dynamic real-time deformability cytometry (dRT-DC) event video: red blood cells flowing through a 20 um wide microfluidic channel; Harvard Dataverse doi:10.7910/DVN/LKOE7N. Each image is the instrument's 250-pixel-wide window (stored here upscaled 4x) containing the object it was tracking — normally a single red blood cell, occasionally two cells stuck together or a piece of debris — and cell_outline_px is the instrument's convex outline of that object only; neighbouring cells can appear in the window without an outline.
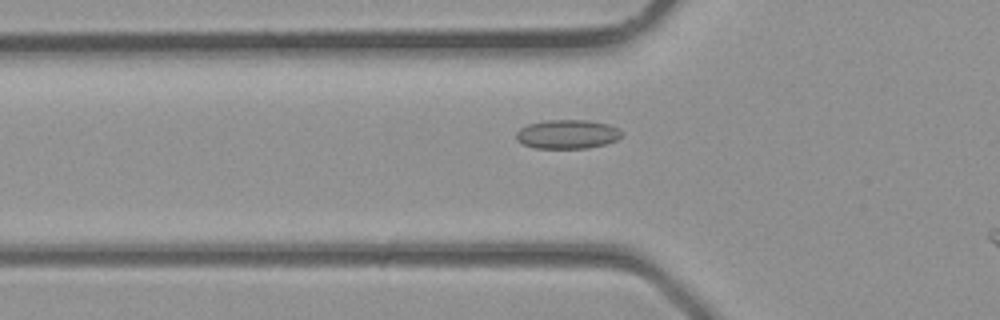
{"species": "common noctule bat (a hibernating species)", "species_latin": "Nyctalus noctula", "temperature_condition": "room temperature", "stored_images_in_passage": 6, "camera_frame_rate_fps": 3000, "um_per_image_px": 0.085, "animal": {"sex": "male", "body_mass_g": 23.1, "forearm_length_mm": 52.7}, "frame": {"image": 1, "passage_image": 5, "time_ms": 1.333, "image_size_px": [1000, 320], "cell_outline_px": [[620, 136], [616, 140], [604, 144], [588, 148], [536, 148], [524, 144], [516, 140], [516, 132], [520, 128], [528, 124], [544, 120], [588, 120], [608, 124], [616, 128], [620, 132]], "centroid_in_image_um": [48.18, 11.4], "position_along_channel_um": 77.6, "area_um2": 17.69}}